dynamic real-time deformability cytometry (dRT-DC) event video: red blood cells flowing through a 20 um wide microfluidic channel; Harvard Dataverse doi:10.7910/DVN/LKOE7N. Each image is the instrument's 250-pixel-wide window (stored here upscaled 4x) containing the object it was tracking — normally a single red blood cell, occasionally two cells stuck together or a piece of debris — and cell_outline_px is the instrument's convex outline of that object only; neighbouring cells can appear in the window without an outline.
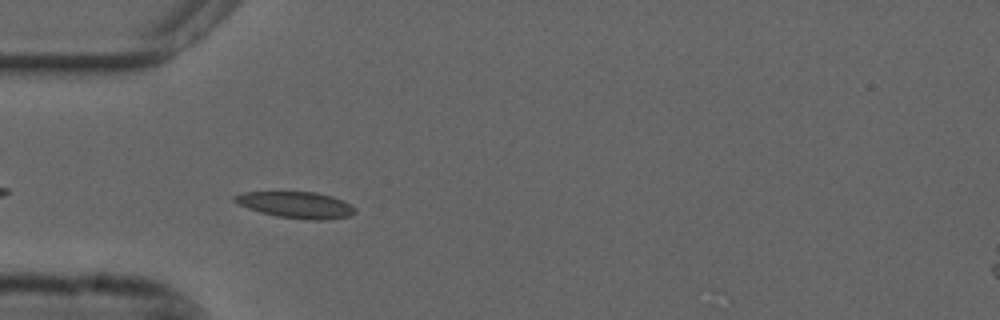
{"species": "common noctule bat (a hibernating species)", "species_latin": "Nyctalus noctula", "temperature_condition": "cold", "stored_images_in_passage": 32, "camera_frame_rate_fps": 3000, "um_per_image_px": 0.085, "animal": {"sex": "male", "forearm_length_mm": 52.5}, "frame": {"image": 1, "passage_image": 2, "time_ms": 0.333, "image_size_px": [1000, 320], "cell_outline_px": [[356, 212], [348, 216], [324, 220], [308, 220], [276, 216], [260, 212], [248, 208], [232, 200], [232, 196], [244, 192], [316, 192], [332, 196], [344, 200], [356, 208]], "centroid_in_image_um": [25.18, 17.41], "position_along_channel_um": 59.8, "area_um2": 18.55}}
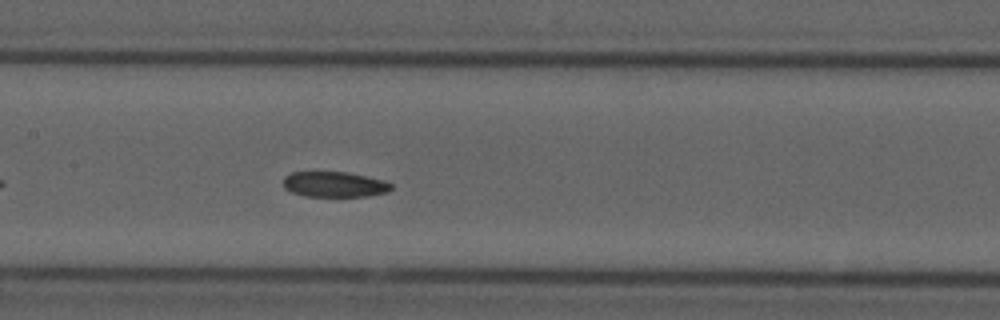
{"frame": {"image": 2, "passage_image": 12, "time_ms": 3.667, "image_size_px": [1000, 320], "cell_outline_px": [[392, 188], [388, 192], [364, 196], [304, 196], [292, 192], [284, 188], [284, 176], [292, 172], [348, 172], [384, 180], [392, 184]], "centroid_in_image_um": [28.42, 15.67], "position_along_channel_um": 179.0, "area_um2": 15.95}}
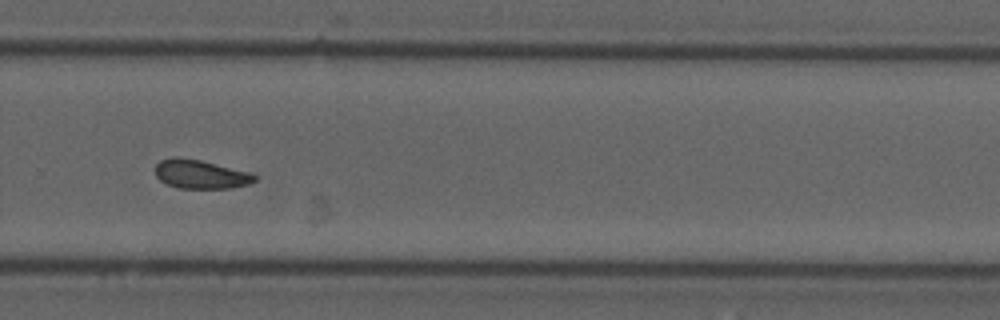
{"frame": {"image": 3, "passage_image": 23, "time_ms": 7.333, "image_size_px": [1000, 320], "cell_outline_px": [[256, 180], [248, 184], [228, 188], [180, 188], [168, 184], [160, 180], [156, 176], [156, 164], [160, 160], [172, 156], [176, 156], [200, 160], [248, 172], [256, 176]], "centroid_in_image_um": [17.0, 14.8], "position_along_channel_um": 312.8, "area_um2": 16.47}, "authors_computed_cell_mechanics": {"area_um2": 16.9932, "velocity_mm_per_s": 3.6652, "shape_relaxation_time_tau1_ms": null, "shape_relaxation_time_tau2_ms": 9.9381, "deformation_change_tau1": null, "deformation_change_tau2": 0.1568}}